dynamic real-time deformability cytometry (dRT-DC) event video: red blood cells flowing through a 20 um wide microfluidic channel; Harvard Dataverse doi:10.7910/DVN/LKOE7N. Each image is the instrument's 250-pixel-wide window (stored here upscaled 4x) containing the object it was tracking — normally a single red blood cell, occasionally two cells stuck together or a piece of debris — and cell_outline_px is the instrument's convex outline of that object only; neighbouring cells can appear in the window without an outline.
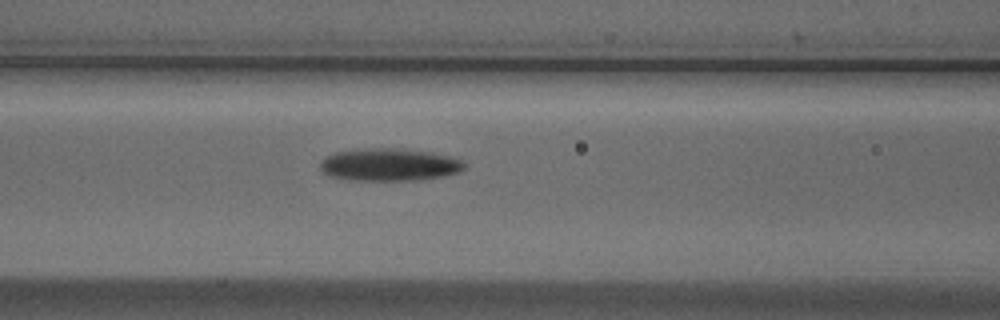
{"species": "Egyptian fruit bat (a non-hibernating species)", "species_latin": "Rousettus aegyptiacus", "temperature_condition": "cold", "stored_images_in_passage": 6, "camera_frame_rate_fps": 3000, "um_per_image_px": 0.085, "animal": {"sex": "male"}, "frame": {"image": 1, "passage_image": 6, "time_ms": 1.667, "image_size_px": [1000, 320], "cell_outline_px": [[468, 164], [460, 172], [444, 176], [420, 180], [352, 180], [328, 176], [320, 168], [320, 160], [324, 156], [336, 152], [364, 148], [392, 148], [432, 152], [452, 156]], "centroid_in_image_um": [33.1, 13.99], "position_along_channel_um": 133.5, "area_um2": 27.63}}